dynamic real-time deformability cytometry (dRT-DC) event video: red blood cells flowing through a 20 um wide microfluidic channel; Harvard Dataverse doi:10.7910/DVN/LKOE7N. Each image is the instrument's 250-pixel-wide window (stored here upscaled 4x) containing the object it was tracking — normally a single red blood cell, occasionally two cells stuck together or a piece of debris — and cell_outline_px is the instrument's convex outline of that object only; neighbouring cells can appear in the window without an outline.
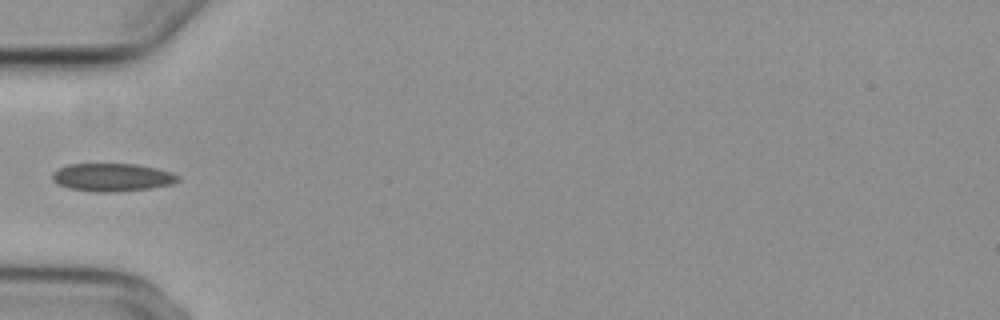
{"species": "common noctule bat (a hibernating species)", "species_latin": "Nyctalus noctula", "temperature_condition": "cold", "stored_images_in_passage": 1, "camera_frame_rate_fps": 3000, "um_per_image_px": 0.085, "animal": {"sex": "female", "body_mass_g": 29.2, "forearm_length_mm": 56.3}, "frame": {"image": 1, "passage_image": 1, "time_ms": 0.0, "image_size_px": [1000, 320], "cell_outline_px": [[180, 180], [172, 184], [152, 188], [116, 192], [92, 192], [68, 188], [56, 184], [52, 180], [52, 172], [68, 164], [136, 164], [156, 168], [172, 172], [180, 176]], "centroid_in_image_um": [9.54, 15.08], "position_along_channel_um": 75.5, "area_um2": 20.75}}